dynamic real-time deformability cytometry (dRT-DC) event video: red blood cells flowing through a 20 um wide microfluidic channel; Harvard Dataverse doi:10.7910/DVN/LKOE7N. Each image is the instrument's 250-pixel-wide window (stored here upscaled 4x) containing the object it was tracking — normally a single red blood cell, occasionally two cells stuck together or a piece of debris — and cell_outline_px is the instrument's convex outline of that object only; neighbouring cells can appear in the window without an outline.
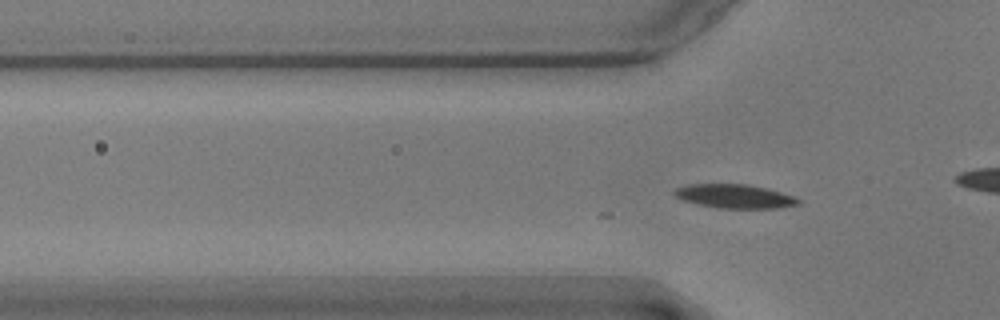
{"species": "common noctule bat (a hibernating species)", "species_latin": "Nyctalus noctula", "temperature_condition": "warm", "stored_images_in_passage": 2, "camera_frame_rate_fps": 3000, "um_per_image_px": 0.085, "animal": {"sex": "male", "body_mass_g": 17.9}, "frame": {"image": 1, "passage_image": 2, "time_ms": 0.333, "image_size_px": [1000, 320], "cell_outline_px": [[800, 204], [780, 208], [720, 208], [700, 204], [684, 200], [676, 196], [672, 192], [676, 188], [688, 184], [748, 184], [768, 188], [792, 196], [800, 200]], "centroid_in_image_um": [62.47, 16.67], "position_along_channel_um": 63.3, "area_um2": 17.11}}